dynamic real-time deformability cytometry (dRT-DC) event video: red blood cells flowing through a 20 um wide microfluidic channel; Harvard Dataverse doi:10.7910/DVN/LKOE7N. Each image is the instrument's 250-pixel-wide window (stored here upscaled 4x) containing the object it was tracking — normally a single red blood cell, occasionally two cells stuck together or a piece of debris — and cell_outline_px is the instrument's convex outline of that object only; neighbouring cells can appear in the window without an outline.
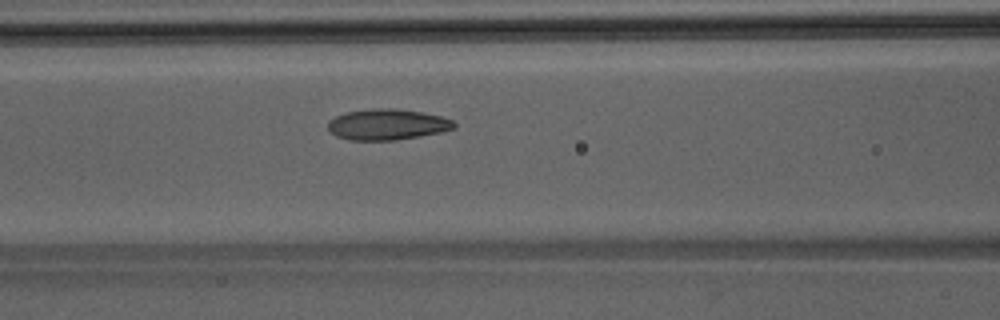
{"species": "Egyptian fruit bat (a non-hibernating species)", "species_latin": "Rousettus aegyptiacus", "temperature_condition": "room temperature", "stored_images_in_passage": 37, "camera_frame_rate_fps": 3000, "um_per_image_px": 0.085, "animal": {"sex": "male"}, "frame": {"image": 1, "passage_image": 9, "time_ms": 2.667, "image_size_px": [1000, 320], "cell_outline_px": [[456, 128], [440, 132], [420, 136], [396, 140], [348, 140], [336, 136], [328, 128], [328, 120], [336, 116], [348, 112], [372, 108], [396, 108], [420, 112], [440, 116], [452, 120], [456, 124]], "centroid_in_image_um": [32.91, 10.58], "position_along_channel_um": 133.7, "area_um2": 22.66}}
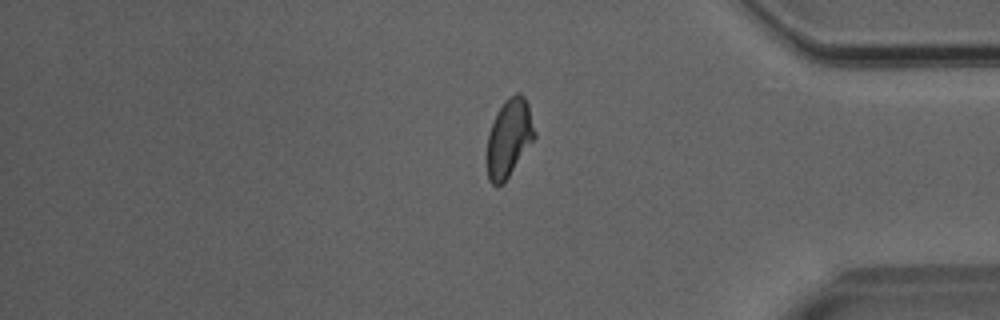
{"frame": {"image": 2, "passage_image": 29, "time_ms": 9.333, "image_size_px": [1000, 320], "cell_outline_px": [[536, 136], [508, 176], [500, 184], [492, 184], [488, 180], [488, 132], [504, 100], [508, 96], [516, 92], [520, 92], [524, 96], [528, 104], [536, 132]], "centroid_in_image_um": [43.29, 11.66], "position_along_channel_um": 391.9, "area_um2": 21.1}}
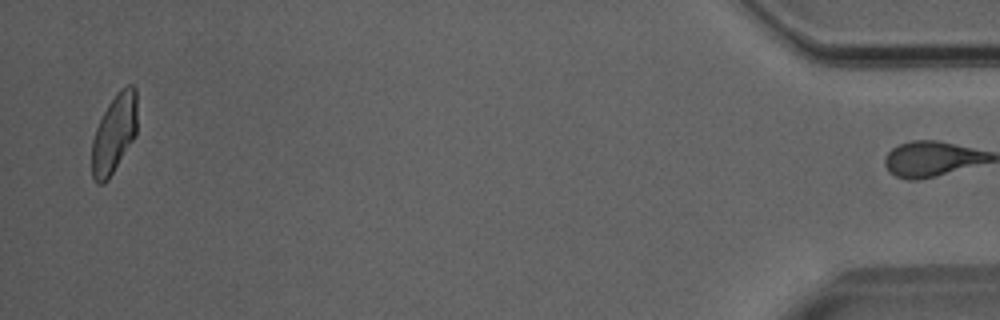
{"frame": {"image": 3, "passage_image": 36, "time_ms": 11.667, "image_size_px": [1000, 320], "cell_outline_px": [[136, 136], [108, 180], [104, 184], [96, 184], [92, 176], [92, 140], [96, 128], [108, 104], [116, 92], [120, 88], [128, 84], [132, 84], [136, 88]], "centroid_in_image_um": [9.7, 11.36], "position_along_channel_um": 425.5, "area_um2": 20.98}}